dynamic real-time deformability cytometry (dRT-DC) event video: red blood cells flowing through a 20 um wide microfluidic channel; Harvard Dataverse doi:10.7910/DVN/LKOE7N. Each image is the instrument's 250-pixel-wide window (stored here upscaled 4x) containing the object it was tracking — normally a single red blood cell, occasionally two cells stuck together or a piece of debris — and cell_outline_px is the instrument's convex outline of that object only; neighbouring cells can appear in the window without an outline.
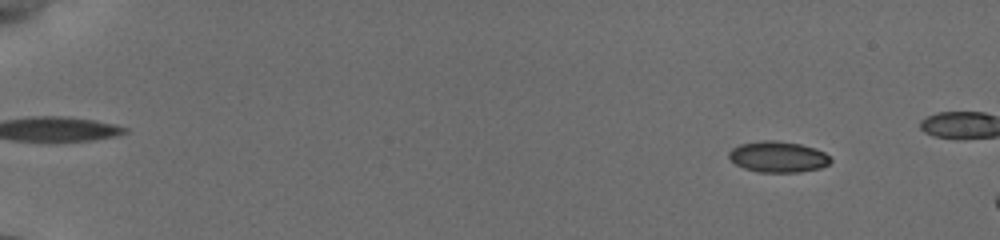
{"species": "common noctule bat (a hibernating species)", "species_latin": "Nyctalus noctula", "temperature_condition": "cold", "stored_images_in_passage": 17, "camera_frame_rate_fps": 3000, "um_per_image_px": 0.085, "animal": {"sex": "female", "body_mass_g": 19.5, "forearm_length_mm": 54.1}, "frame": {"image": 1, "passage_image": 3, "time_ms": 0.333, "image_size_px": [1000, 240], "cell_outline_px": [[832, 160], [828, 164], [820, 168], [800, 172], [760, 172], [744, 168], [736, 164], [728, 156], [728, 152], [732, 148], [740, 144], [760, 140], [776, 140], [800, 144], [816, 148], [824, 152]], "centroid_in_image_um": [66.13, 13.32], "position_along_channel_um": 18.9, "area_um2": 18.38}}